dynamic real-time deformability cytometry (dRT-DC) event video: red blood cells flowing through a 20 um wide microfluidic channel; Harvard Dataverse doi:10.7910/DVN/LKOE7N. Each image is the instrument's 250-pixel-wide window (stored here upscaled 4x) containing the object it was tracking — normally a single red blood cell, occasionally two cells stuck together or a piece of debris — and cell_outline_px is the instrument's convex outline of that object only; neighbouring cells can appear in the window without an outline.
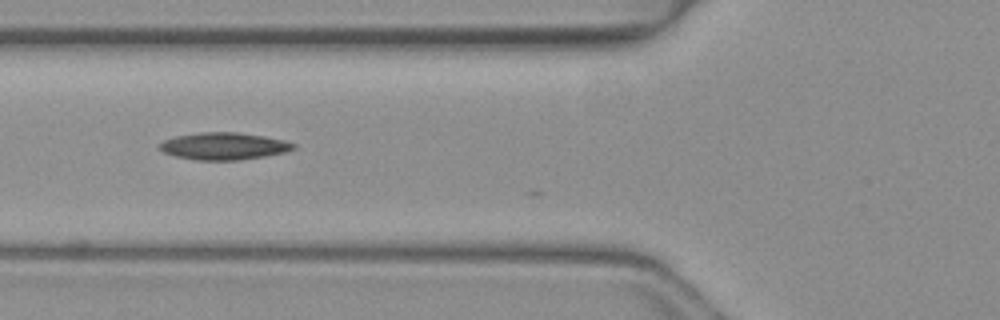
{"species": "common noctule bat (a hibernating species)", "species_latin": "Nyctalus noctula", "temperature_condition": "warm", "stored_images_in_passage": 27, "camera_frame_rate_fps": 3000, "um_per_image_px": 0.085, "animal": {"sex": "female", "body_mass_g": 19.3, "forearm_length_mm": 54.1}, "frame": {"image": 1, "passage_image": 6, "time_ms": 1.667, "image_size_px": [1000, 320], "cell_outline_px": [[296, 148], [284, 152], [264, 156], [240, 160], [192, 160], [176, 156], [164, 152], [160, 148], [160, 144], [164, 140], [176, 136], [200, 132], [236, 132], [264, 136], [284, 140], [296, 144]], "centroid_in_image_um": [19.04, 12.42], "position_along_channel_um": 106.8, "area_um2": 21.1}}
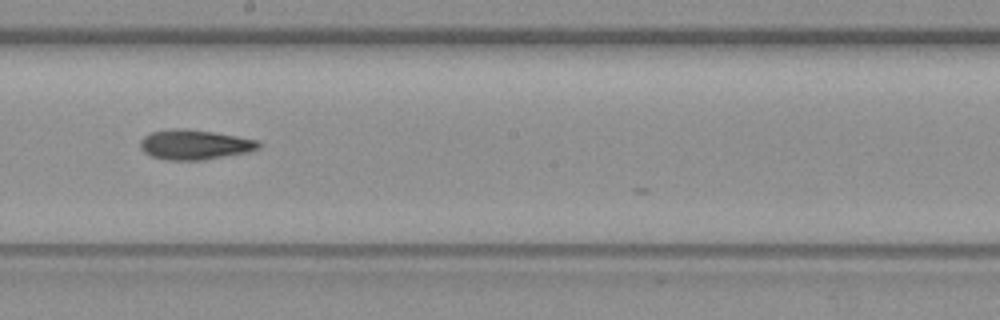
{"frame": {"image": 2, "passage_image": 15, "time_ms": 4.667, "image_size_px": [1000, 320], "cell_outline_px": [[260, 148], [248, 152], [204, 160], [168, 160], [152, 156], [144, 152], [140, 148], [140, 140], [144, 136], [152, 132], [212, 132], [260, 140]], "centroid_in_image_um": [16.61, 12.36], "position_along_channel_um": 231.6, "area_um2": 19.59}}
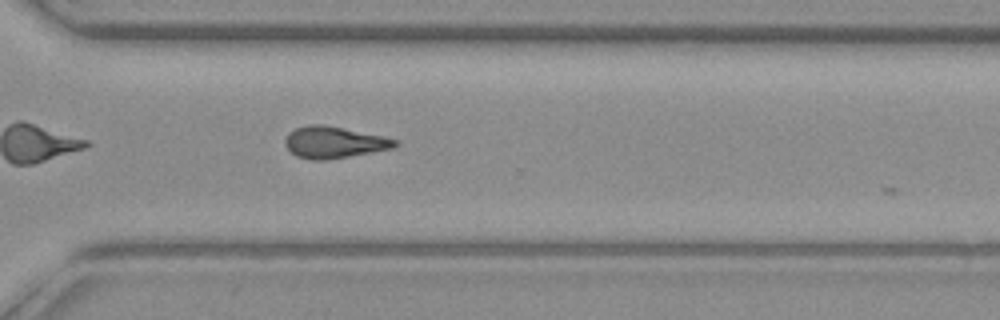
{"frame": {"image": 3, "passage_image": 23, "time_ms": 7.333, "image_size_px": [1000, 320], "cell_outline_px": [[400, 144], [392, 148], [372, 152], [328, 160], [312, 160], [296, 156], [284, 144], [284, 140], [288, 132], [296, 128], [308, 124], [324, 124], [384, 136], [400, 140]], "centroid_in_image_um": [28.4, 12.09], "position_along_channel_um": 342.2, "area_um2": 20.46}}